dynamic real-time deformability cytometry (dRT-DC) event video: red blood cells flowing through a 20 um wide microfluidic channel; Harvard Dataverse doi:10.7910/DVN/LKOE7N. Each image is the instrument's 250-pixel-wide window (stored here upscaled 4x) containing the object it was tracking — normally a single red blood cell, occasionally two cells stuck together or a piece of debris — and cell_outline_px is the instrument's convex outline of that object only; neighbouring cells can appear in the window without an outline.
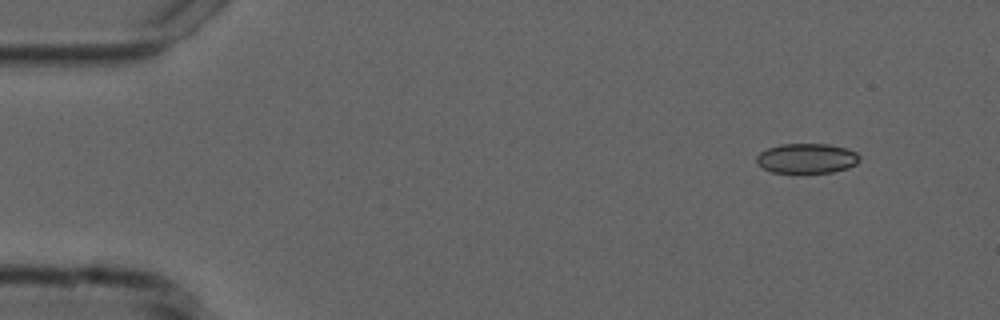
{"species": "common noctule bat (a hibernating species)", "species_latin": "Nyctalus noctula", "temperature_condition": "cold", "stored_images_in_passage": 2, "camera_frame_rate_fps": 3000, "um_per_image_px": 0.085, "animal": {"sex": "male", "forearm_length_mm": 52.5}, "frame": {"image": 1, "passage_image": 1, "time_ms": 0.0, "image_size_px": [1000, 320], "cell_outline_px": [[860, 160], [856, 164], [848, 168], [832, 172], [772, 172], [756, 164], [756, 156], [760, 152], [768, 148], [780, 144], [828, 144], [844, 148], [856, 152], [860, 156]], "centroid_in_image_um": [68.57, 13.45], "position_along_channel_um": 16.4, "area_um2": 17.86}}